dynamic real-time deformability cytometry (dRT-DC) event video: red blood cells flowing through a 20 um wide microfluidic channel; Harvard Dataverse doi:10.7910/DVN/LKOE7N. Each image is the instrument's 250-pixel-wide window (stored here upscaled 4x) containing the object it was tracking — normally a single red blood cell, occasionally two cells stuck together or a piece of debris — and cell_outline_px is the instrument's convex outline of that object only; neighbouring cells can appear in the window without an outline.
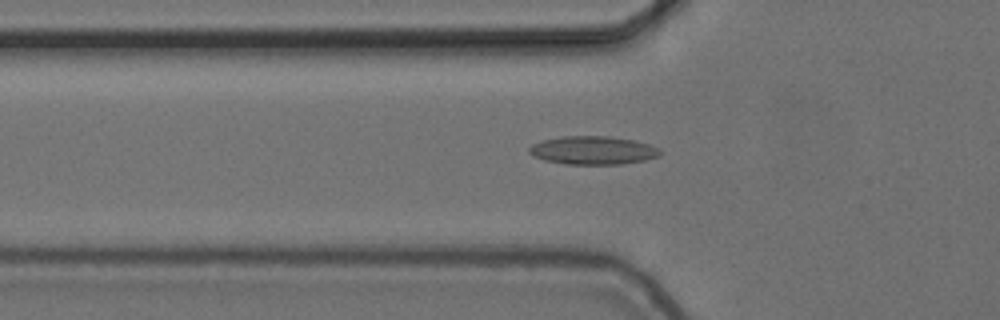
{"species": "common noctule bat (a hibernating species)", "species_latin": "Nyctalus noctula", "temperature_condition": "cold", "stored_images_in_passage": 55, "camera_frame_rate_fps": 3000, "um_per_image_px": 0.085, "animal": {"sex": "female", "body_mass_g": 24.6, "forearm_length_mm": 56.2}, "frame": {"image": 1, "passage_image": 19, "time_ms": 6.0, "image_size_px": [1000, 320], "cell_outline_px": [[660, 156], [644, 160], [620, 164], [564, 164], [544, 160], [532, 156], [528, 152], [528, 148], [532, 144], [544, 140], [560, 136], [608, 136], [636, 140], [660, 148]], "centroid_in_image_um": [50.38, 12.77], "position_along_channel_um": 75.4, "area_um2": 21.73}}
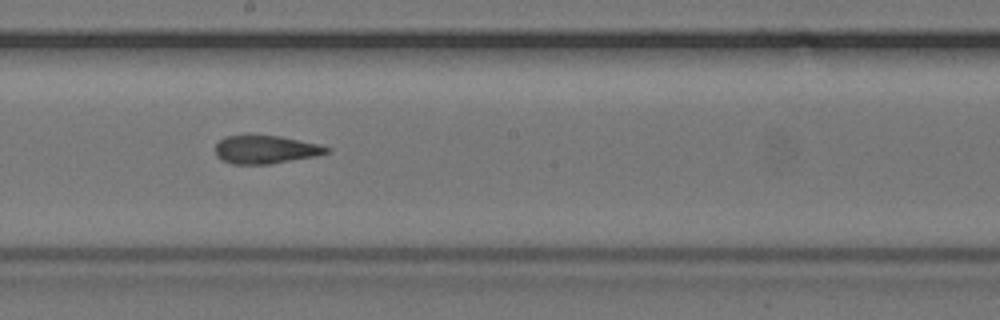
{"frame": {"image": 2, "passage_image": 31, "time_ms": 10.0, "image_size_px": [1000, 320], "cell_outline_px": [[332, 148], [328, 152], [316, 156], [268, 164], [232, 164], [216, 156], [216, 144], [224, 136], [280, 136], [320, 144]], "centroid_in_image_um": [22.6, 12.71], "position_along_channel_um": 225.6, "area_um2": 18.09}}
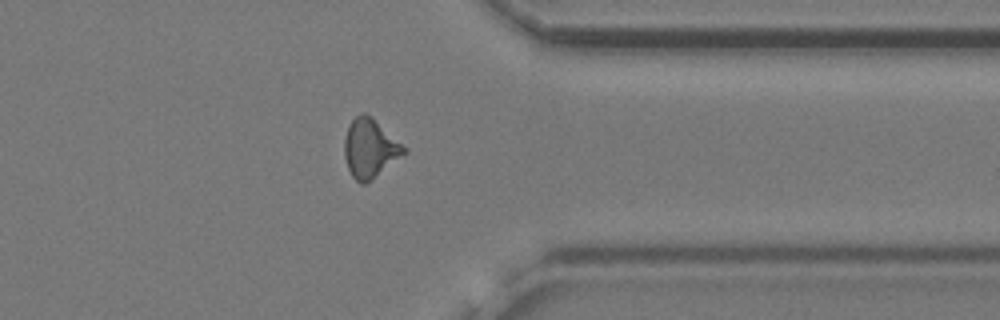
{"frame": {"image": 3, "passage_image": 44, "time_ms": 14.333, "image_size_px": [1000, 320], "cell_outline_px": [[408, 152], [364, 184], [360, 184], [352, 176], [348, 168], [344, 156], [344, 140], [348, 124], [360, 112], [364, 112], [372, 116], [408, 148]], "centroid_in_image_um": [31.46, 12.57], "position_along_channel_um": 379.9, "area_um2": 20.58}, "authors_computed_cell_mechanics": {"area_um2": 19.4786, "velocity_mm_per_s": 3.7268, "shape_relaxation_time_tau1_ms": null, "shape_relaxation_time_tau2_ms": 2.9322, "deformation_change_tau1": null, "deformation_change_tau2": 0.1197}}